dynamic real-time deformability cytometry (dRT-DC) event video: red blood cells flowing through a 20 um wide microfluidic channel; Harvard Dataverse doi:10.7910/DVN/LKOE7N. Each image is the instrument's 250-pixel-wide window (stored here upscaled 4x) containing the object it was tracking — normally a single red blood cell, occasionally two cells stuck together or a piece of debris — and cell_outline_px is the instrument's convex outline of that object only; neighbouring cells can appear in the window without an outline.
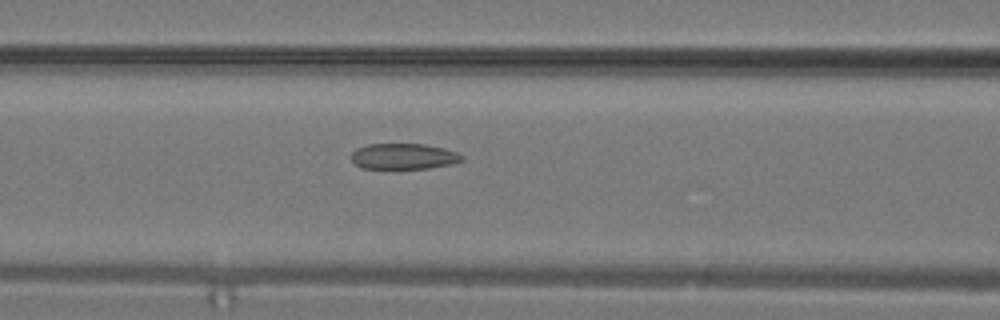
{"species": "common noctule bat (a hibernating species)", "species_latin": "Nyctalus noctula", "temperature_condition": "warm", "stored_images_in_passage": 23, "camera_frame_rate_fps": 3000, "um_per_image_px": 0.085, "animal": {"sex": "male", "body_mass_g": 19.2, "forearm_length_mm": 51.8}, "frame": {"image": 1, "passage_image": 6, "time_ms": 1.667, "image_size_px": [1000, 320], "cell_outline_px": [[464, 160], [452, 164], [428, 168], [360, 168], [352, 160], [352, 152], [356, 148], [368, 144], [424, 144], [444, 148], [456, 152], [464, 156]], "centroid_in_image_um": [34.32, 13.28], "position_along_channel_um": 132.3, "area_um2": 16.59}}
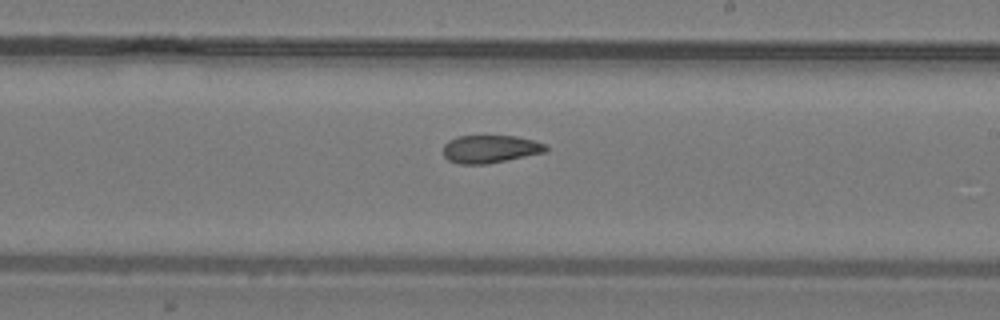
{"frame": {"image": 2, "passage_image": 11, "time_ms": 3.333, "image_size_px": [1000, 320], "cell_outline_px": [[548, 148], [544, 152], [488, 164], [460, 164], [448, 160], [444, 156], [444, 144], [448, 140], [456, 136], [516, 136], [532, 140], [544, 144]], "centroid_in_image_um": [41.62, 12.66], "position_along_channel_um": 247.4, "area_um2": 16.53}}
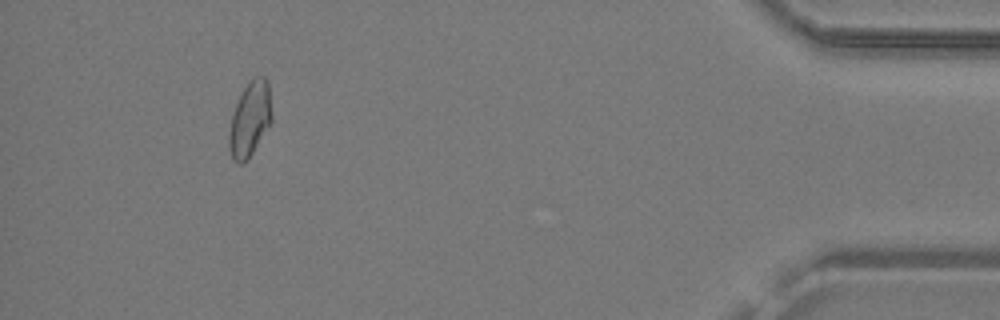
{"frame": {"image": 3, "passage_image": 21, "time_ms": 6.667, "image_size_px": [1000, 320], "cell_outline_px": [[272, 120], [248, 160], [240, 164], [232, 160], [228, 148], [228, 136], [232, 112], [244, 88], [256, 76], [264, 76], [268, 80], [272, 112]], "centroid_in_image_um": [21.23, 10.16], "position_along_channel_um": 414.0, "area_um2": 18.67}}